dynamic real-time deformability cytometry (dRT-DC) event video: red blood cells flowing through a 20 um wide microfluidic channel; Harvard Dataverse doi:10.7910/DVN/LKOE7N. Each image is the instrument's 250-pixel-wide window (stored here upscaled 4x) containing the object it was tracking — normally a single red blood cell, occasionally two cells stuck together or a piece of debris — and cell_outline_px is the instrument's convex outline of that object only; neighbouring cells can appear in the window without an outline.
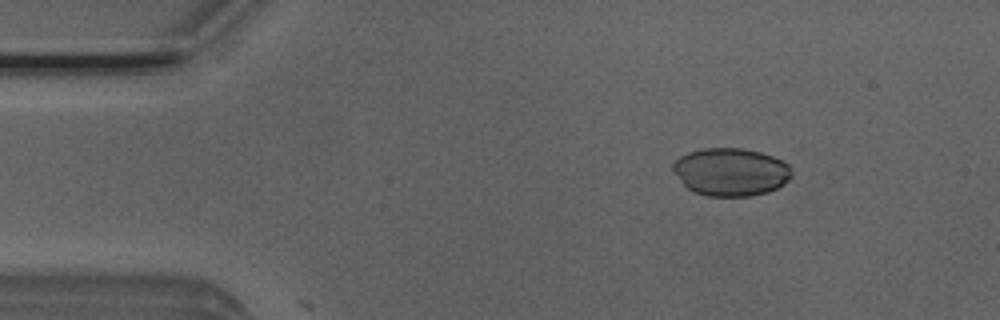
{"species": "Egyptian fruit bat (a non-hibernating species)", "species_latin": "Rousettus aegyptiacus", "temperature_condition": "room temperature", "stored_images_in_passage": 5, "camera_frame_rate_fps": 3000, "um_per_image_px": 0.085, "animal": {"sex": "male"}, "frame": {"image": 1, "passage_image": 3, "time_ms": 0.667, "image_size_px": [1000, 320], "cell_outline_px": [[792, 176], [784, 184], [768, 192], [752, 196], [708, 196], [696, 192], [688, 188], [672, 172], [672, 164], [680, 156], [688, 152], [704, 148], [744, 148], [760, 152], [772, 156], [788, 164], [792, 168]], "centroid_in_image_um": [62.12, 14.61], "position_along_channel_um": 22.9, "area_um2": 33.23}}